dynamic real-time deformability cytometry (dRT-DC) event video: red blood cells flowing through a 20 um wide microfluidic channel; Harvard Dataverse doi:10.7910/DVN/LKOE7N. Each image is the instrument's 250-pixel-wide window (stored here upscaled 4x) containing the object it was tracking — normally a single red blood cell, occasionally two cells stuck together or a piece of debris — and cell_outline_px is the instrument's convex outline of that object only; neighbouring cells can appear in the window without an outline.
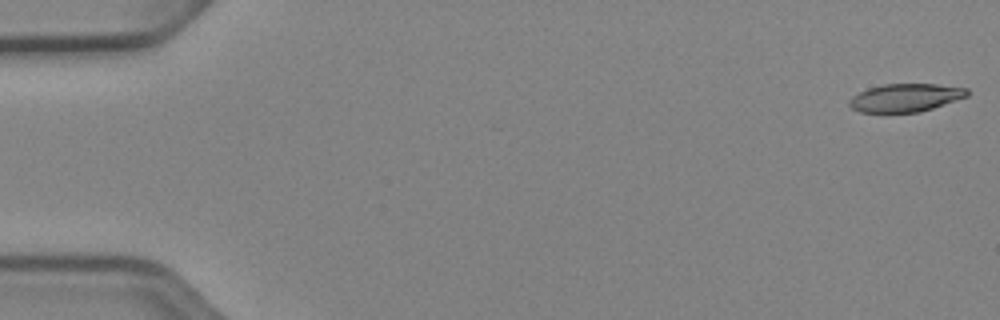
{"species": "Egyptian fruit bat (a non-hibernating species)", "species_latin": "Rousettus aegyptiacus", "temperature_condition": "cold", "stored_images_in_passage": 52, "camera_frame_rate_fps": 3000, "um_per_image_px": 0.085, "animal": {"sex": "female"}, "frame": {"image": 1, "passage_image": 1, "time_ms": 0.0, "image_size_px": [1000, 320], "cell_outline_px": [[968, 96], [920, 112], [860, 112], [852, 108], [848, 104], [848, 100], [852, 96], [868, 88], [884, 84], [936, 84], [968, 88]], "centroid_in_image_um": [76.95, 8.3], "position_along_channel_um": 8.0, "area_um2": 19.19}}
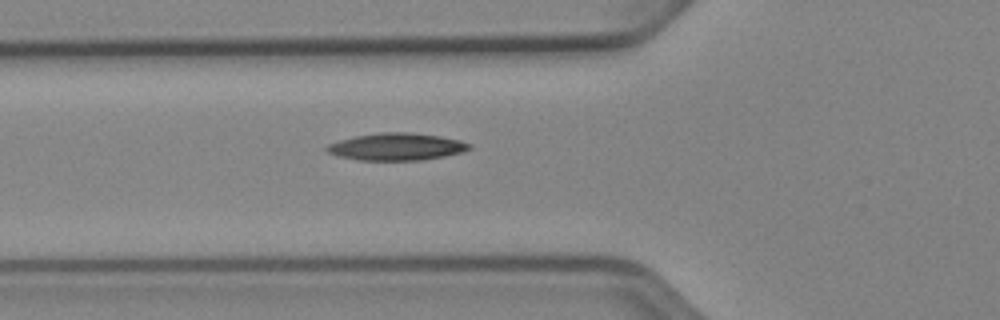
{"frame": {"image": 2, "passage_image": 19, "time_ms": 6.0, "image_size_px": [1000, 320], "cell_outline_px": [[472, 148], [460, 152], [444, 156], [420, 160], [360, 160], [340, 156], [328, 152], [324, 148], [328, 144], [340, 140], [356, 136], [380, 132], [408, 132], [440, 136], [460, 140], [472, 144]], "centroid_in_image_um": [33.72, 12.46], "position_along_channel_um": 92.1, "area_um2": 22.43}}
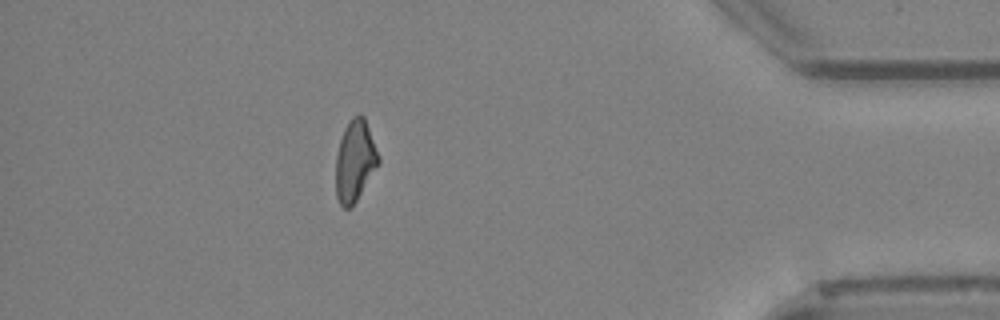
{"frame": {"image": 3, "passage_image": 46, "time_ms": 15.0, "image_size_px": [1000, 320], "cell_outline_px": [[380, 164], [356, 200], [348, 208], [344, 208], [340, 204], [336, 196], [336, 156], [340, 140], [344, 128], [348, 120], [352, 116], [360, 112], [364, 116], [380, 156]], "centroid_in_image_um": [30.18, 13.62], "position_along_channel_um": 405.0, "area_um2": 20.35}}